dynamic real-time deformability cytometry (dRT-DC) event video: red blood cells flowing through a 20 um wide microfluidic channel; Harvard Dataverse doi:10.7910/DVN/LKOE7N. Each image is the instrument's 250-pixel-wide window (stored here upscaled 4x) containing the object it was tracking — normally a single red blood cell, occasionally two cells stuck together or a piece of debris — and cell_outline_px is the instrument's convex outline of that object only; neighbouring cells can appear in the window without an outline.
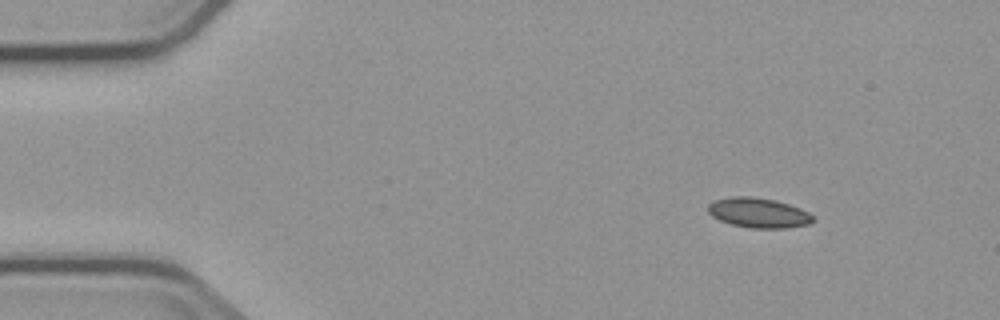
{"species": "common noctule bat (a hibernating species)", "species_latin": "Nyctalus noctula", "temperature_condition": "cold", "stored_images_in_passage": 3, "camera_frame_rate_fps": 3000, "um_per_image_px": 0.085, "animal": {"sex": "male", "body_mass_g": 23.1, "forearm_length_mm": 52.7}, "frame": {"image": 1, "passage_image": 1, "time_ms": 0.0, "image_size_px": [1000, 320], "cell_outline_px": [[812, 220], [808, 224], [784, 228], [752, 228], [732, 224], [720, 220], [712, 216], [708, 212], [708, 204], [712, 200], [732, 196], [752, 196], [776, 200], [800, 208], [808, 212], [812, 216]], "centroid_in_image_um": [64.42, 18.07], "position_along_channel_um": 20.6, "area_um2": 18.21}}